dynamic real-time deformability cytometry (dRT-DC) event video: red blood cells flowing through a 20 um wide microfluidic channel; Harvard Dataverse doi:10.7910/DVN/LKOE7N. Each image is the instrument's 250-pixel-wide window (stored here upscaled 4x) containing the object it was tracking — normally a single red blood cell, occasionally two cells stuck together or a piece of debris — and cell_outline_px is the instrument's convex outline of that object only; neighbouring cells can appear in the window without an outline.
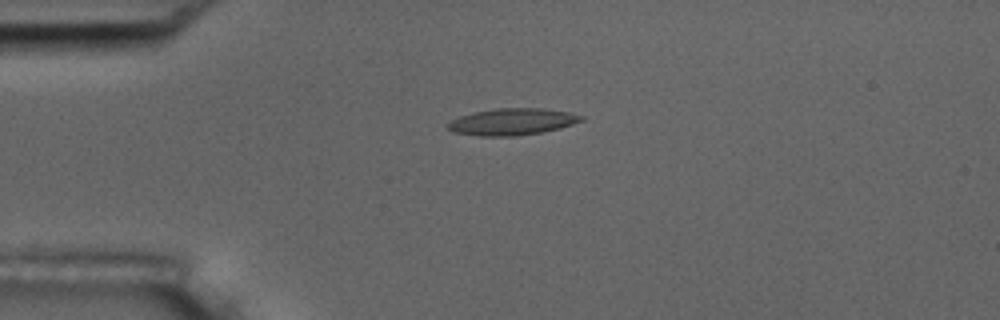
{"species": "common noctule bat (a hibernating species)", "species_latin": "Nyctalus noctula", "temperature_condition": "room temperature", "stored_images_in_passage": 6, "camera_frame_rate_fps": 3000, "um_per_image_px": 0.085, "animal": {"sex": "male", "body_mass_g": 17.5, "forearm_length_mm": 52.3}, "frame": {"image": 1, "passage_image": 3, "time_ms": 2.333, "image_size_px": [1000, 320], "cell_outline_px": [[584, 120], [560, 128], [540, 132], [516, 136], [480, 136], [452, 132], [448, 128], [448, 124], [452, 120], [460, 116], [472, 112], [496, 108], [540, 108], [568, 112], [584, 116]], "centroid_in_image_um": [43.53, 10.34], "position_along_channel_um": 41.5, "area_um2": 20.69}}